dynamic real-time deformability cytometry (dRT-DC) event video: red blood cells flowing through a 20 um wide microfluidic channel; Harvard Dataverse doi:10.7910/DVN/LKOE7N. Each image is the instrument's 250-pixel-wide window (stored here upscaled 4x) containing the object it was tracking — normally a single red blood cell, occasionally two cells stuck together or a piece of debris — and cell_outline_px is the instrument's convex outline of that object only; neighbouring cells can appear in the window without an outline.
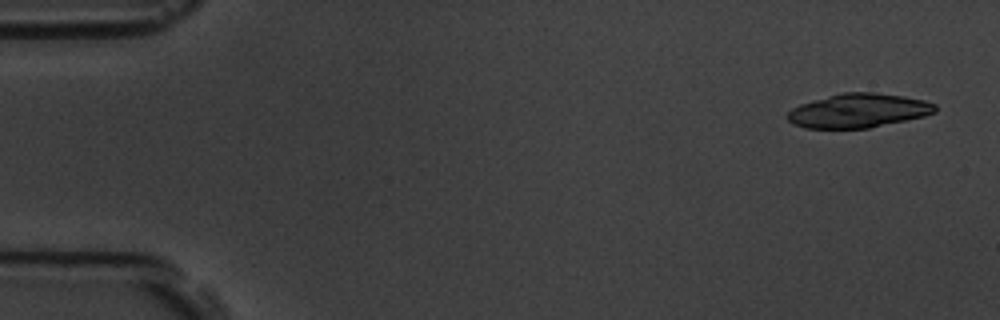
{"species": "common noctule bat (a hibernating species)", "species_latin": "Nyctalus noctula", "temperature_condition": "room temperature", "stored_images_in_passage": 4, "camera_frame_rate_fps": 3000, "um_per_image_px": 0.085, "animal": {"sex": "male", "body_mass_g": 19.5, "forearm_length_mm": 54.6}, "frame": {"image": 1, "passage_image": 1, "time_ms": 0.0, "image_size_px": [1000, 320], "cell_outline_px": [[936, 112], [924, 116], [868, 128], [804, 128], [792, 124], [784, 116], [792, 108], [800, 104], [844, 92], [876, 92], [904, 96], [924, 100], [936, 104]], "centroid_in_image_um": [72.95, 9.41], "position_along_channel_um": 12.0, "area_um2": 29.25}}